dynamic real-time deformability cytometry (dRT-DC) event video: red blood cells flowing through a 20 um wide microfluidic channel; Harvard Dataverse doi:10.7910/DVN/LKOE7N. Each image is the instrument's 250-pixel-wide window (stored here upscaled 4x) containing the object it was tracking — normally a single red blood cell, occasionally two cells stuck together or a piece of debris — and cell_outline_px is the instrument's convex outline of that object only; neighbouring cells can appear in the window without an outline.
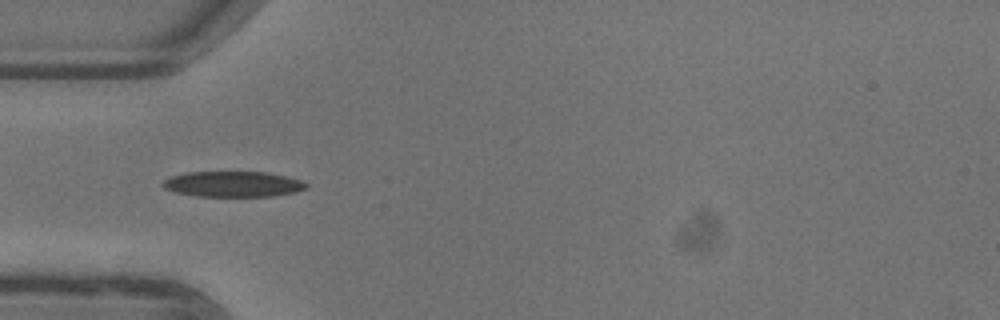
{"species": "common noctule bat (a hibernating species)", "species_latin": "Nyctalus noctula", "temperature_condition": "warm", "stored_images_in_passage": 52, "camera_frame_rate_fps": 3000, "um_per_image_px": 0.085, "animal": {"sex": "female"}, "frame": {"image": 1, "passage_image": 16, "time_ms": 5.0, "image_size_px": [1000, 320], "cell_outline_px": [[308, 188], [296, 192], [276, 196], [196, 196], [176, 192], [164, 188], [160, 184], [164, 180], [172, 176], [188, 172], [268, 172], [300, 180], [308, 184]], "centroid_in_image_um": [19.82, 15.65], "position_along_channel_um": 65.2, "area_um2": 21.39}}
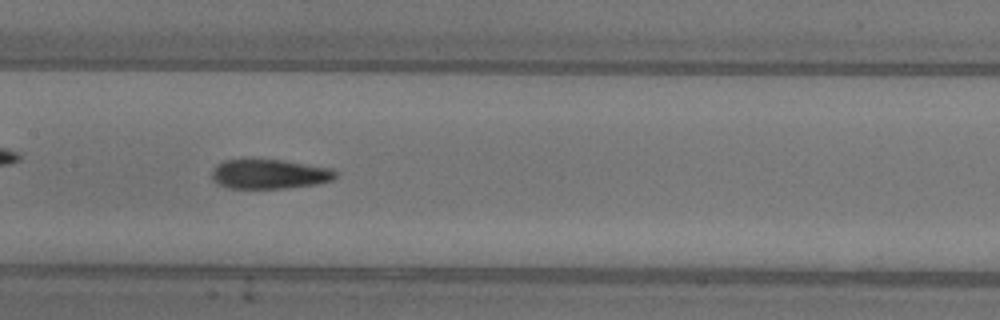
{"frame": {"image": 2, "passage_image": 25, "time_ms": 8.0, "image_size_px": [1000, 320], "cell_outline_px": [[336, 176], [332, 180], [316, 184], [284, 188], [228, 188], [212, 180], [212, 172], [216, 164], [224, 160], [284, 160], [332, 168], [336, 172]], "centroid_in_image_um": [22.9, 14.79], "position_along_channel_um": 184.5, "area_um2": 21.15}}
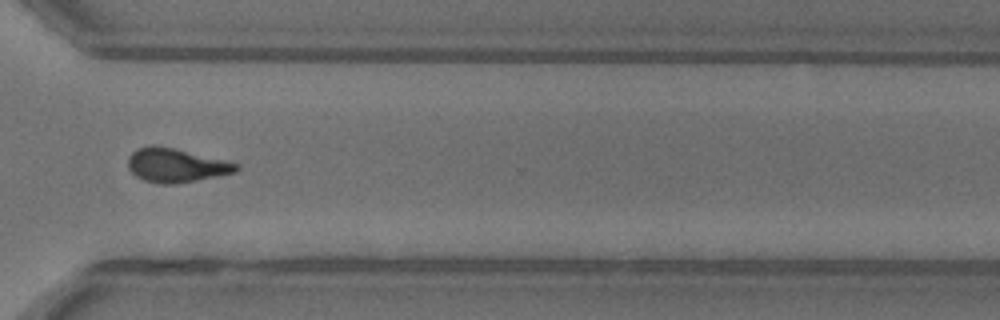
{"frame": {"image": 3, "passage_image": 38, "time_ms": 12.333, "image_size_px": [1000, 320], "cell_outline_px": [[240, 168], [236, 172], [196, 180], [172, 184], [160, 184], [144, 180], [136, 176], [128, 168], [128, 156], [136, 148], [172, 148], [224, 160], [240, 164]], "centroid_in_image_um": [14.97, 14.08], "position_along_channel_um": 355.6, "area_um2": 20.69}, "authors_computed_cell_mechanics": {"area_um2": 20.8658, "velocity_mm_per_s": 3.9549, "shape_relaxation_time_tau1_ms": 9.2586, "shape_relaxation_time_tau2_ms": 3.0666, "deformation_change_tau1": 0.2353, "deformation_change_tau2": 0.1074}}